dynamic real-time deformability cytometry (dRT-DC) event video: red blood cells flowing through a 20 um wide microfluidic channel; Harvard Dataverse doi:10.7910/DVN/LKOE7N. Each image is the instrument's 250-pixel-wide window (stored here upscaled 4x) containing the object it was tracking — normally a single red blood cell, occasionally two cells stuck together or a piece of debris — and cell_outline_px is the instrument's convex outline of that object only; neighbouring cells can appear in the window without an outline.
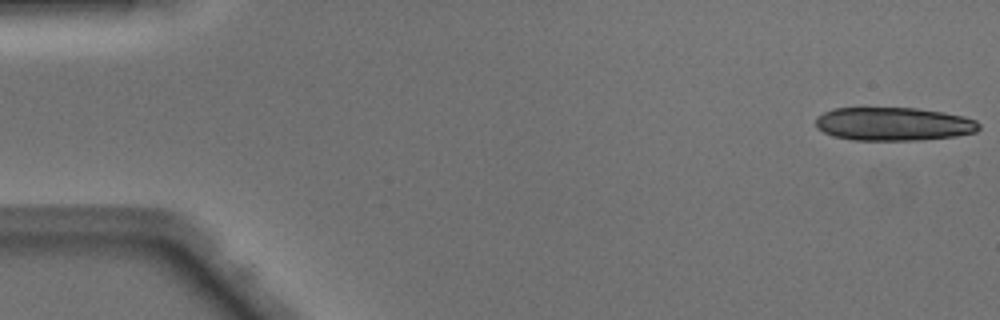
{"species": "Egyptian fruit bat (a non-hibernating species)", "species_latin": "Rousettus aegyptiacus", "temperature_condition": "warm", "stored_images_in_passage": 14, "camera_frame_rate_fps": 3000, "um_per_image_px": 0.085, "animal": {"sex": "male"}, "frame": {"image": 1, "passage_image": 1, "time_ms": 0.0, "image_size_px": [1000, 320], "cell_outline_px": [[980, 128], [976, 132], [956, 136], [916, 140], [852, 140], [832, 136], [816, 128], [816, 116], [832, 108], [916, 108], [944, 112], [964, 116], [976, 120], [980, 124]], "centroid_in_image_um": [75.94, 10.54], "position_along_channel_um": 9.1, "area_um2": 31.96}}